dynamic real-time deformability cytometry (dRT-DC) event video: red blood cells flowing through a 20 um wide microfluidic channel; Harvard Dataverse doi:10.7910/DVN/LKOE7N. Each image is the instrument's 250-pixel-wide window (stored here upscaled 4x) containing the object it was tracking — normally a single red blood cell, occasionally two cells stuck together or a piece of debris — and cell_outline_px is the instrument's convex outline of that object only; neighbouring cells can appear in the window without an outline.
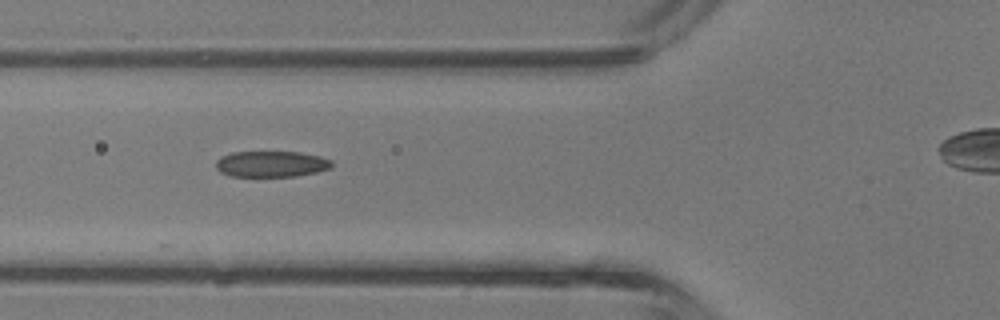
{"species": "common noctule bat (a hibernating species)", "species_latin": "Nyctalus noctula", "temperature_condition": "room temperature", "stored_images_in_passage": 5, "camera_frame_rate_fps": 3000, "um_per_image_px": 0.085, "animal": {"sex": "male", "body_mass_g": 13.3}, "frame": {"image": 1, "passage_image": 4, "time_ms": 1.0, "image_size_px": [1000, 320], "cell_outline_px": [[332, 168], [316, 172], [296, 176], [228, 176], [220, 172], [216, 168], [216, 160], [232, 152], [300, 152], [320, 156], [332, 160]], "centroid_in_image_um": [23.08, 13.94], "position_along_channel_um": 102.7, "area_um2": 17.57}}
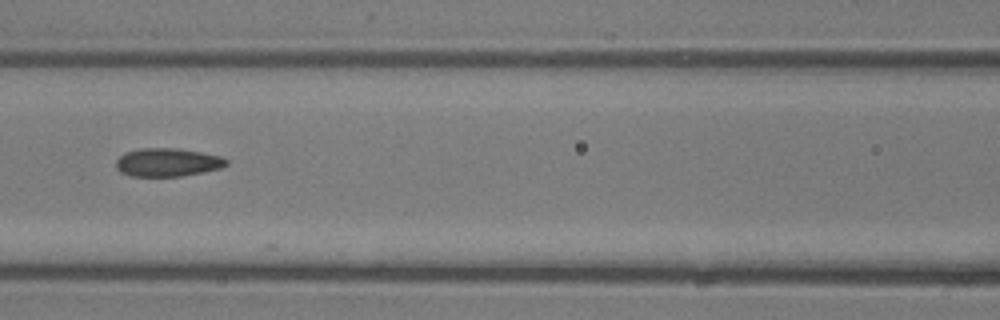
{"frame": {"image": 2, "passage_image": 5, "time_ms": 1.333, "image_size_px": [1000, 320], "cell_outline_px": [[228, 164], [220, 168], [204, 172], [180, 176], [128, 176], [120, 172], [116, 168], [116, 160], [124, 152], [140, 148], [180, 148], [220, 156], [228, 160]], "centroid_in_image_um": [14.21, 13.79], "position_along_channel_um": 152.4, "area_um2": 18.32}}